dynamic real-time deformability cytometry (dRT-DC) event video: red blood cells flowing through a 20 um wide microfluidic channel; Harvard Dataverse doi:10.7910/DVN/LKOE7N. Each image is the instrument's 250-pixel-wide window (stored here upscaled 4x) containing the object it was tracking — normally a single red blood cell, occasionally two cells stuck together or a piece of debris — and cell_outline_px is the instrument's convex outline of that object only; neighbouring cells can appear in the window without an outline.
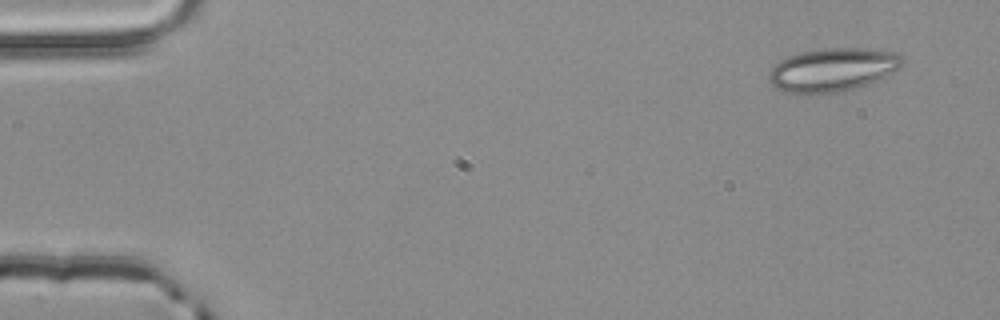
{"species": "common noctule bat (a hibernating species)", "species_latin": "Nyctalus noctula", "temperature_condition": "room temperature", "stored_images_in_passage": 4, "camera_frame_rate_fps": 3000, "um_per_image_px": 0.085, "animal": {"sex": "male", "body_mass_g": 20.4}, "frame": {"image": 1, "passage_image": 1, "time_ms": 0.0, "image_size_px": [1000, 320], "cell_outline_px": [[904, 60], [900, 68], [876, 80], [856, 88], [840, 92], [784, 92], [776, 88], [768, 80], [768, 72], [780, 60], [788, 56], [800, 52], [824, 48], [856, 48], [896, 52]], "centroid_in_image_um": [70.75, 5.91], "position_along_channel_um": 14.2, "area_um2": 33.29}}